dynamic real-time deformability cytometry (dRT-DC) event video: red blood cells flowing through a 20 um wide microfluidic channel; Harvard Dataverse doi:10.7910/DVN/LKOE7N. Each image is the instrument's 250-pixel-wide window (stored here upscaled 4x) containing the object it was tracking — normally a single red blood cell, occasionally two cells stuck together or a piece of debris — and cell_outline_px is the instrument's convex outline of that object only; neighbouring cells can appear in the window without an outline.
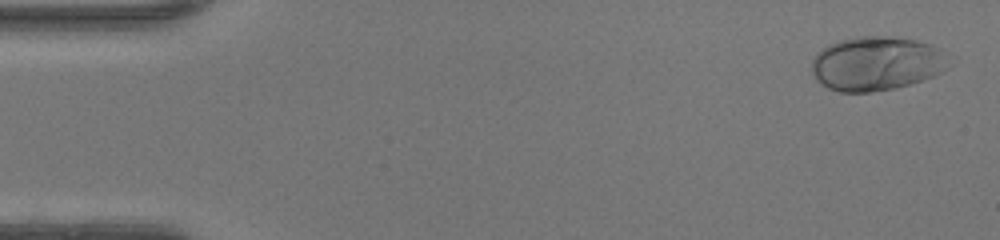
{"species": "human", "species_latin": "Homo sapiens", "temperature_condition": "warm", "stored_images_in_passage": 48, "camera_frame_rate_fps": 3000, "um_per_image_px": 0.085, "donor": {"sex": "female"}, "frame": {"image": 1, "passage_image": 2, "time_ms": 0.333, "image_size_px": [1000, 240], "cell_outline_px": [[956, 64], [932, 76], [896, 88], [868, 92], [840, 92], [828, 88], [820, 84], [816, 80], [812, 72], [812, 60], [816, 52], [828, 44], [840, 40], [856, 36], [892, 36], [916, 40], [932, 44], [956, 56]], "centroid_in_image_um": [74.59, 5.38], "position_along_channel_um": 10.4, "area_um2": 44.33}}
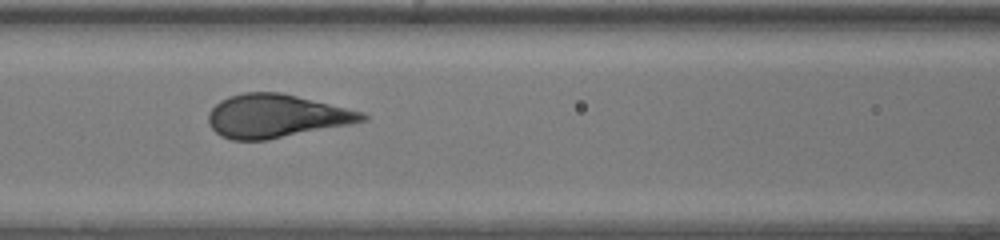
{"frame": {"image": 2, "passage_image": 21, "time_ms": 6.667, "image_size_px": [1000, 240], "cell_outline_px": [[368, 120], [268, 140], [232, 140], [220, 136], [208, 124], [208, 112], [220, 100], [228, 96], [244, 92], [280, 92], [364, 112], [368, 116]], "centroid_in_image_um": [23.44, 9.86], "position_along_channel_um": 143.2, "area_um2": 38.73}}
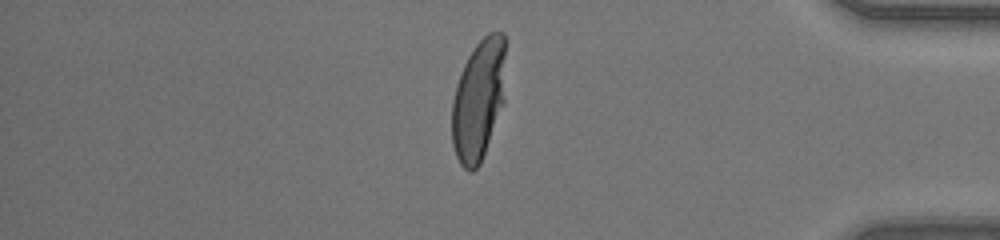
{"frame": {"image": 3, "passage_image": 41, "time_ms": 13.333, "image_size_px": [1000, 240], "cell_outline_px": [[504, 104], [480, 164], [472, 172], [468, 172], [460, 164], [456, 156], [452, 144], [452, 100], [456, 84], [460, 72], [468, 56], [476, 44], [488, 32], [504, 32]], "centroid_in_image_um": [40.66, 8.51], "position_along_channel_um": 394.5, "area_um2": 38.09}, "authors_computed_cell_mechanics": {"area_um2": 38.9572, "velocity_mm_per_s": 4.2528, "shape_relaxation_time_tau1_ms": 3.6789, "shape_relaxation_time_tau2_ms": null, "deformation_change_tau1": 0.2445, "deformation_change_tau2": null}}